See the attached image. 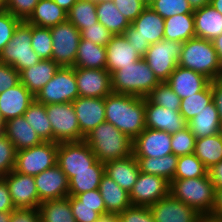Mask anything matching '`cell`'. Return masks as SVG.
Returning <instances> with one entry per match:
<instances>
[{
  "instance_id": "obj_1",
  "label": "cell",
  "mask_w": 222,
  "mask_h": 222,
  "mask_svg": "<svg viewBox=\"0 0 222 222\" xmlns=\"http://www.w3.org/2000/svg\"><path fill=\"white\" fill-rule=\"evenodd\" d=\"M105 121L134 140L146 128L145 98L111 92L104 98Z\"/></svg>"
},
{
  "instance_id": "obj_2",
  "label": "cell",
  "mask_w": 222,
  "mask_h": 222,
  "mask_svg": "<svg viewBox=\"0 0 222 222\" xmlns=\"http://www.w3.org/2000/svg\"><path fill=\"white\" fill-rule=\"evenodd\" d=\"M84 141L102 163L132 155L133 140L106 121L92 129Z\"/></svg>"
},
{
  "instance_id": "obj_3",
  "label": "cell",
  "mask_w": 222,
  "mask_h": 222,
  "mask_svg": "<svg viewBox=\"0 0 222 222\" xmlns=\"http://www.w3.org/2000/svg\"><path fill=\"white\" fill-rule=\"evenodd\" d=\"M178 66L193 70L210 81L222 77V64L210 40L195 37L184 42Z\"/></svg>"
},
{
  "instance_id": "obj_4",
  "label": "cell",
  "mask_w": 222,
  "mask_h": 222,
  "mask_svg": "<svg viewBox=\"0 0 222 222\" xmlns=\"http://www.w3.org/2000/svg\"><path fill=\"white\" fill-rule=\"evenodd\" d=\"M159 83L144 58L111 74V89L114 93L146 98Z\"/></svg>"
},
{
  "instance_id": "obj_5",
  "label": "cell",
  "mask_w": 222,
  "mask_h": 222,
  "mask_svg": "<svg viewBox=\"0 0 222 222\" xmlns=\"http://www.w3.org/2000/svg\"><path fill=\"white\" fill-rule=\"evenodd\" d=\"M169 193L200 215H211L215 187L209 174L198 178L173 179L170 182Z\"/></svg>"
},
{
  "instance_id": "obj_6",
  "label": "cell",
  "mask_w": 222,
  "mask_h": 222,
  "mask_svg": "<svg viewBox=\"0 0 222 222\" xmlns=\"http://www.w3.org/2000/svg\"><path fill=\"white\" fill-rule=\"evenodd\" d=\"M31 40L32 25L21 21L11 41L0 52V62L11 65L19 73L37 64L41 59L32 49Z\"/></svg>"
},
{
  "instance_id": "obj_7",
  "label": "cell",
  "mask_w": 222,
  "mask_h": 222,
  "mask_svg": "<svg viewBox=\"0 0 222 222\" xmlns=\"http://www.w3.org/2000/svg\"><path fill=\"white\" fill-rule=\"evenodd\" d=\"M52 127V142L84 141L72 102L45 105Z\"/></svg>"
},
{
  "instance_id": "obj_8",
  "label": "cell",
  "mask_w": 222,
  "mask_h": 222,
  "mask_svg": "<svg viewBox=\"0 0 222 222\" xmlns=\"http://www.w3.org/2000/svg\"><path fill=\"white\" fill-rule=\"evenodd\" d=\"M57 151L58 143L49 141L16 151L14 171L36 176L57 164Z\"/></svg>"
},
{
  "instance_id": "obj_9",
  "label": "cell",
  "mask_w": 222,
  "mask_h": 222,
  "mask_svg": "<svg viewBox=\"0 0 222 222\" xmlns=\"http://www.w3.org/2000/svg\"><path fill=\"white\" fill-rule=\"evenodd\" d=\"M78 97L75 67H60L54 77L38 92L35 100L47 105L73 102Z\"/></svg>"
},
{
  "instance_id": "obj_10",
  "label": "cell",
  "mask_w": 222,
  "mask_h": 222,
  "mask_svg": "<svg viewBox=\"0 0 222 222\" xmlns=\"http://www.w3.org/2000/svg\"><path fill=\"white\" fill-rule=\"evenodd\" d=\"M183 44L162 39L147 49L143 58L160 82H166L178 66Z\"/></svg>"
},
{
  "instance_id": "obj_11",
  "label": "cell",
  "mask_w": 222,
  "mask_h": 222,
  "mask_svg": "<svg viewBox=\"0 0 222 222\" xmlns=\"http://www.w3.org/2000/svg\"><path fill=\"white\" fill-rule=\"evenodd\" d=\"M96 161V155L85 141L58 143L57 165L68 181L73 177V173L93 171Z\"/></svg>"
},
{
  "instance_id": "obj_12",
  "label": "cell",
  "mask_w": 222,
  "mask_h": 222,
  "mask_svg": "<svg viewBox=\"0 0 222 222\" xmlns=\"http://www.w3.org/2000/svg\"><path fill=\"white\" fill-rule=\"evenodd\" d=\"M52 60L60 67H73L81 39L80 31L68 20L50 27Z\"/></svg>"
},
{
  "instance_id": "obj_13",
  "label": "cell",
  "mask_w": 222,
  "mask_h": 222,
  "mask_svg": "<svg viewBox=\"0 0 222 222\" xmlns=\"http://www.w3.org/2000/svg\"><path fill=\"white\" fill-rule=\"evenodd\" d=\"M170 183L160 176L139 173L129 199L133 206L150 207L169 194Z\"/></svg>"
},
{
  "instance_id": "obj_14",
  "label": "cell",
  "mask_w": 222,
  "mask_h": 222,
  "mask_svg": "<svg viewBox=\"0 0 222 222\" xmlns=\"http://www.w3.org/2000/svg\"><path fill=\"white\" fill-rule=\"evenodd\" d=\"M134 157H163L173 154L171 134L162 130L145 128L132 143Z\"/></svg>"
},
{
  "instance_id": "obj_15",
  "label": "cell",
  "mask_w": 222,
  "mask_h": 222,
  "mask_svg": "<svg viewBox=\"0 0 222 222\" xmlns=\"http://www.w3.org/2000/svg\"><path fill=\"white\" fill-rule=\"evenodd\" d=\"M9 188L15 208H38L40 199L34 176L18 173L14 170L2 177Z\"/></svg>"
},
{
  "instance_id": "obj_16",
  "label": "cell",
  "mask_w": 222,
  "mask_h": 222,
  "mask_svg": "<svg viewBox=\"0 0 222 222\" xmlns=\"http://www.w3.org/2000/svg\"><path fill=\"white\" fill-rule=\"evenodd\" d=\"M80 97L105 98L111 92V74L104 69L75 68Z\"/></svg>"
},
{
  "instance_id": "obj_17",
  "label": "cell",
  "mask_w": 222,
  "mask_h": 222,
  "mask_svg": "<svg viewBox=\"0 0 222 222\" xmlns=\"http://www.w3.org/2000/svg\"><path fill=\"white\" fill-rule=\"evenodd\" d=\"M149 208L155 222H197L201 216L195 209L174 198L170 193Z\"/></svg>"
},
{
  "instance_id": "obj_18",
  "label": "cell",
  "mask_w": 222,
  "mask_h": 222,
  "mask_svg": "<svg viewBox=\"0 0 222 222\" xmlns=\"http://www.w3.org/2000/svg\"><path fill=\"white\" fill-rule=\"evenodd\" d=\"M34 181L40 204L48 200L63 199L69 195V181L57 164L34 176Z\"/></svg>"
},
{
  "instance_id": "obj_19",
  "label": "cell",
  "mask_w": 222,
  "mask_h": 222,
  "mask_svg": "<svg viewBox=\"0 0 222 222\" xmlns=\"http://www.w3.org/2000/svg\"><path fill=\"white\" fill-rule=\"evenodd\" d=\"M165 19L153 11L148 5L131 23L123 35H138L148 43L155 44L164 39Z\"/></svg>"
},
{
  "instance_id": "obj_20",
  "label": "cell",
  "mask_w": 222,
  "mask_h": 222,
  "mask_svg": "<svg viewBox=\"0 0 222 222\" xmlns=\"http://www.w3.org/2000/svg\"><path fill=\"white\" fill-rule=\"evenodd\" d=\"M145 115L146 128L162 130L169 134L183 130L188 125L179 111L152 104L147 98H145Z\"/></svg>"
},
{
  "instance_id": "obj_21",
  "label": "cell",
  "mask_w": 222,
  "mask_h": 222,
  "mask_svg": "<svg viewBox=\"0 0 222 222\" xmlns=\"http://www.w3.org/2000/svg\"><path fill=\"white\" fill-rule=\"evenodd\" d=\"M80 132L86 136L100 123L105 122L104 98L78 97L72 102Z\"/></svg>"
},
{
  "instance_id": "obj_22",
  "label": "cell",
  "mask_w": 222,
  "mask_h": 222,
  "mask_svg": "<svg viewBox=\"0 0 222 222\" xmlns=\"http://www.w3.org/2000/svg\"><path fill=\"white\" fill-rule=\"evenodd\" d=\"M35 96L21 83L0 93V113L5 120L23 116Z\"/></svg>"
},
{
  "instance_id": "obj_23",
  "label": "cell",
  "mask_w": 222,
  "mask_h": 222,
  "mask_svg": "<svg viewBox=\"0 0 222 222\" xmlns=\"http://www.w3.org/2000/svg\"><path fill=\"white\" fill-rule=\"evenodd\" d=\"M166 83L183 99L202 91L210 80L193 70L177 66Z\"/></svg>"
},
{
  "instance_id": "obj_24",
  "label": "cell",
  "mask_w": 222,
  "mask_h": 222,
  "mask_svg": "<svg viewBox=\"0 0 222 222\" xmlns=\"http://www.w3.org/2000/svg\"><path fill=\"white\" fill-rule=\"evenodd\" d=\"M106 70L112 74L142 58L130 45L123 34L113 35L106 45Z\"/></svg>"
},
{
  "instance_id": "obj_25",
  "label": "cell",
  "mask_w": 222,
  "mask_h": 222,
  "mask_svg": "<svg viewBox=\"0 0 222 222\" xmlns=\"http://www.w3.org/2000/svg\"><path fill=\"white\" fill-rule=\"evenodd\" d=\"M105 174L128 193L133 189L140 173L137 159L132 155L104 163Z\"/></svg>"
},
{
  "instance_id": "obj_26",
  "label": "cell",
  "mask_w": 222,
  "mask_h": 222,
  "mask_svg": "<svg viewBox=\"0 0 222 222\" xmlns=\"http://www.w3.org/2000/svg\"><path fill=\"white\" fill-rule=\"evenodd\" d=\"M60 66L52 59L40 60L20 72V82L34 95L54 77Z\"/></svg>"
},
{
  "instance_id": "obj_27",
  "label": "cell",
  "mask_w": 222,
  "mask_h": 222,
  "mask_svg": "<svg viewBox=\"0 0 222 222\" xmlns=\"http://www.w3.org/2000/svg\"><path fill=\"white\" fill-rule=\"evenodd\" d=\"M4 134L13 143L16 151L30 148L43 142L24 116L7 120Z\"/></svg>"
},
{
  "instance_id": "obj_28",
  "label": "cell",
  "mask_w": 222,
  "mask_h": 222,
  "mask_svg": "<svg viewBox=\"0 0 222 222\" xmlns=\"http://www.w3.org/2000/svg\"><path fill=\"white\" fill-rule=\"evenodd\" d=\"M193 14L195 37L213 41L222 35V14L211 4L194 10Z\"/></svg>"
},
{
  "instance_id": "obj_29",
  "label": "cell",
  "mask_w": 222,
  "mask_h": 222,
  "mask_svg": "<svg viewBox=\"0 0 222 222\" xmlns=\"http://www.w3.org/2000/svg\"><path fill=\"white\" fill-rule=\"evenodd\" d=\"M99 191L105 202L106 213H116L118 215L131 206L129 193L106 174L102 176Z\"/></svg>"
},
{
  "instance_id": "obj_30",
  "label": "cell",
  "mask_w": 222,
  "mask_h": 222,
  "mask_svg": "<svg viewBox=\"0 0 222 222\" xmlns=\"http://www.w3.org/2000/svg\"><path fill=\"white\" fill-rule=\"evenodd\" d=\"M65 21H67V12L53 0H40L26 20L31 25L45 28L56 26Z\"/></svg>"
},
{
  "instance_id": "obj_31",
  "label": "cell",
  "mask_w": 222,
  "mask_h": 222,
  "mask_svg": "<svg viewBox=\"0 0 222 222\" xmlns=\"http://www.w3.org/2000/svg\"><path fill=\"white\" fill-rule=\"evenodd\" d=\"M220 121L217 107L212 100L205 109L188 122L187 126L195 138L198 139L220 133Z\"/></svg>"
},
{
  "instance_id": "obj_32",
  "label": "cell",
  "mask_w": 222,
  "mask_h": 222,
  "mask_svg": "<svg viewBox=\"0 0 222 222\" xmlns=\"http://www.w3.org/2000/svg\"><path fill=\"white\" fill-rule=\"evenodd\" d=\"M164 39L175 42H186L195 38L194 14H176L164 21Z\"/></svg>"
},
{
  "instance_id": "obj_33",
  "label": "cell",
  "mask_w": 222,
  "mask_h": 222,
  "mask_svg": "<svg viewBox=\"0 0 222 222\" xmlns=\"http://www.w3.org/2000/svg\"><path fill=\"white\" fill-rule=\"evenodd\" d=\"M106 59V46L96 45L87 39H80L73 67L106 70Z\"/></svg>"
},
{
  "instance_id": "obj_34",
  "label": "cell",
  "mask_w": 222,
  "mask_h": 222,
  "mask_svg": "<svg viewBox=\"0 0 222 222\" xmlns=\"http://www.w3.org/2000/svg\"><path fill=\"white\" fill-rule=\"evenodd\" d=\"M96 14L98 22L105 26L112 35L123 34L131 25L112 0L96 1Z\"/></svg>"
},
{
  "instance_id": "obj_35",
  "label": "cell",
  "mask_w": 222,
  "mask_h": 222,
  "mask_svg": "<svg viewBox=\"0 0 222 222\" xmlns=\"http://www.w3.org/2000/svg\"><path fill=\"white\" fill-rule=\"evenodd\" d=\"M141 173L160 176L169 183L173 180L178 158L175 154L163 157H135Z\"/></svg>"
},
{
  "instance_id": "obj_36",
  "label": "cell",
  "mask_w": 222,
  "mask_h": 222,
  "mask_svg": "<svg viewBox=\"0 0 222 222\" xmlns=\"http://www.w3.org/2000/svg\"><path fill=\"white\" fill-rule=\"evenodd\" d=\"M194 155L209 170L222 160V134L196 139Z\"/></svg>"
},
{
  "instance_id": "obj_37",
  "label": "cell",
  "mask_w": 222,
  "mask_h": 222,
  "mask_svg": "<svg viewBox=\"0 0 222 222\" xmlns=\"http://www.w3.org/2000/svg\"><path fill=\"white\" fill-rule=\"evenodd\" d=\"M104 174V163L99 160L93 164V171L73 173V177L69 180V195L77 196L83 192L99 189Z\"/></svg>"
},
{
  "instance_id": "obj_38",
  "label": "cell",
  "mask_w": 222,
  "mask_h": 222,
  "mask_svg": "<svg viewBox=\"0 0 222 222\" xmlns=\"http://www.w3.org/2000/svg\"><path fill=\"white\" fill-rule=\"evenodd\" d=\"M40 222H76L68 197L42 202L39 207Z\"/></svg>"
},
{
  "instance_id": "obj_39",
  "label": "cell",
  "mask_w": 222,
  "mask_h": 222,
  "mask_svg": "<svg viewBox=\"0 0 222 222\" xmlns=\"http://www.w3.org/2000/svg\"><path fill=\"white\" fill-rule=\"evenodd\" d=\"M67 20L79 31L98 23L96 0H77L67 12Z\"/></svg>"
},
{
  "instance_id": "obj_40",
  "label": "cell",
  "mask_w": 222,
  "mask_h": 222,
  "mask_svg": "<svg viewBox=\"0 0 222 222\" xmlns=\"http://www.w3.org/2000/svg\"><path fill=\"white\" fill-rule=\"evenodd\" d=\"M23 116L43 141L52 142V127L44 104L34 100Z\"/></svg>"
},
{
  "instance_id": "obj_41",
  "label": "cell",
  "mask_w": 222,
  "mask_h": 222,
  "mask_svg": "<svg viewBox=\"0 0 222 222\" xmlns=\"http://www.w3.org/2000/svg\"><path fill=\"white\" fill-rule=\"evenodd\" d=\"M212 101L210 83L200 92L181 99L180 114L188 123Z\"/></svg>"
},
{
  "instance_id": "obj_42",
  "label": "cell",
  "mask_w": 222,
  "mask_h": 222,
  "mask_svg": "<svg viewBox=\"0 0 222 222\" xmlns=\"http://www.w3.org/2000/svg\"><path fill=\"white\" fill-rule=\"evenodd\" d=\"M146 98L155 105L172 111H180L181 98L166 82H160Z\"/></svg>"
},
{
  "instance_id": "obj_43",
  "label": "cell",
  "mask_w": 222,
  "mask_h": 222,
  "mask_svg": "<svg viewBox=\"0 0 222 222\" xmlns=\"http://www.w3.org/2000/svg\"><path fill=\"white\" fill-rule=\"evenodd\" d=\"M208 170L204 164L193 154L183 155L178 158L173 179H188L204 177Z\"/></svg>"
},
{
  "instance_id": "obj_44",
  "label": "cell",
  "mask_w": 222,
  "mask_h": 222,
  "mask_svg": "<svg viewBox=\"0 0 222 222\" xmlns=\"http://www.w3.org/2000/svg\"><path fill=\"white\" fill-rule=\"evenodd\" d=\"M52 44L50 28L32 25L31 46L41 60L52 59Z\"/></svg>"
},
{
  "instance_id": "obj_45",
  "label": "cell",
  "mask_w": 222,
  "mask_h": 222,
  "mask_svg": "<svg viewBox=\"0 0 222 222\" xmlns=\"http://www.w3.org/2000/svg\"><path fill=\"white\" fill-rule=\"evenodd\" d=\"M148 6L164 19L194 12L188 0H152Z\"/></svg>"
},
{
  "instance_id": "obj_46",
  "label": "cell",
  "mask_w": 222,
  "mask_h": 222,
  "mask_svg": "<svg viewBox=\"0 0 222 222\" xmlns=\"http://www.w3.org/2000/svg\"><path fill=\"white\" fill-rule=\"evenodd\" d=\"M76 222H97L101 214L106 213L105 206L80 205L76 196H67Z\"/></svg>"
},
{
  "instance_id": "obj_47",
  "label": "cell",
  "mask_w": 222,
  "mask_h": 222,
  "mask_svg": "<svg viewBox=\"0 0 222 222\" xmlns=\"http://www.w3.org/2000/svg\"><path fill=\"white\" fill-rule=\"evenodd\" d=\"M196 138L187 126L183 130L171 134V148L177 157L194 153Z\"/></svg>"
},
{
  "instance_id": "obj_48",
  "label": "cell",
  "mask_w": 222,
  "mask_h": 222,
  "mask_svg": "<svg viewBox=\"0 0 222 222\" xmlns=\"http://www.w3.org/2000/svg\"><path fill=\"white\" fill-rule=\"evenodd\" d=\"M15 159L16 149L13 143L4 133L0 134V177L14 170Z\"/></svg>"
},
{
  "instance_id": "obj_49",
  "label": "cell",
  "mask_w": 222,
  "mask_h": 222,
  "mask_svg": "<svg viewBox=\"0 0 222 222\" xmlns=\"http://www.w3.org/2000/svg\"><path fill=\"white\" fill-rule=\"evenodd\" d=\"M21 22L9 11L0 8V52L11 41L15 28Z\"/></svg>"
},
{
  "instance_id": "obj_50",
  "label": "cell",
  "mask_w": 222,
  "mask_h": 222,
  "mask_svg": "<svg viewBox=\"0 0 222 222\" xmlns=\"http://www.w3.org/2000/svg\"><path fill=\"white\" fill-rule=\"evenodd\" d=\"M40 0H6L2 9L9 11L21 21H26Z\"/></svg>"
},
{
  "instance_id": "obj_51",
  "label": "cell",
  "mask_w": 222,
  "mask_h": 222,
  "mask_svg": "<svg viewBox=\"0 0 222 222\" xmlns=\"http://www.w3.org/2000/svg\"><path fill=\"white\" fill-rule=\"evenodd\" d=\"M81 39H87L96 45L106 46L113 37L112 33L100 22L80 31Z\"/></svg>"
},
{
  "instance_id": "obj_52",
  "label": "cell",
  "mask_w": 222,
  "mask_h": 222,
  "mask_svg": "<svg viewBox=\"0 0 222 222\" xmlns=\"http://www.w3.org/2000/svg\"><path fill=\"white\" fill-rule=\"evenodd\" d=\"M119 222H155L150 208L147 206H133L118 214Z\"/></svg>"
},
{
  "instance_id": "obj_53",
  "label": "cell",
  "mask_w": 222,
  "mask_h": 222,
  "mask_svg": "<svg viewBox=\"0 0 222 222\" xmlns=\"http://www.w3.org/2000/svg\"><path fill=\"white\" fill-rule=\"evenodd\" d=\"M117 9L132 23L147 7L146 0H112Z\"/></svg>"
},
{
  "instance_id": "obj_54",
  "label": "cell",
  "mask_w": 222,
  "mask_h": 222,
  "mask_svg": "<svg viewBox=\"0 0 222 222\" xmlns=\"http://www.w3.org/2000/svg\"><path fill=\"white\" fill-rule=\"evenodd\" d=\"M20 82V73L11 65L0 62V93L16 86Z\"/></svg>"
},
{
  "instance_id": "obj_55",
  "label": "cell",
  "mask_w": 222,
  "mask_h": 222,
  "mask_svg": "<svg viewBox=\"0 0 222 222\" xmlns=\"http://www.w3.org/2000/svg\"><path fill=\"white\" fill-rule=\"evenodd\" d=\"M10 222H40L38 208H15L11 212Z\"/></svg>"
},
{
  "instance_id": "obj_56",
  "label": "cell",
  "mask_w": 222,
  "mask_h": 222,
  "mask_svg": "<svg viewBox=\"0 0 222 222\" xmlns=\"http://www.w3.org/2000/svg\"><path fill=\"white\" fill-rule=\"evenodd\" d=\"M76 197L80 200V205L105 206V202L99 189L80 193Z\"/></svg>"
},
{
  "instance_id": "obj_57",
  "label": "cell",
  "mask_w": 222,
  "mask_h": 222,
  "mask_svg": "<svg viewBox=\"0 0 222 222\" xmlns=\"http://www.w3.org/2000/svg\"><path fill=\"white\" fill-rule=\"evenodd\" d=\"M15 206L11 200L6 181L0 177V212L13 211Z\"/></svg>"
},
{
  "instance_id": "obj_58",
  "label": "cell",
  "mask_w": 222,
  "mask_h": 222,
  "mask_svg": "<svg viewBox=\"0 0 222 222\" xmlns=\"http://www.w3.org/2000/svg\"><path fill=\"white\" fill-rule=\"evenodd\" d=\"M212 100L217 107L220 119L222 118V77L210 81Z\"/></svg>"
},
{
  "instance_id": "obj_59",
  "label": "cell",
  "mask_w": 222,
  "mask_h": 222,
  "mask_svg": "<svg viewBox=\"0 0 222 222\" xmlns=\"http://www.w3.org/2000/svg\"><path fill=\"white\" fill-rule=\"evenodd\" d=\"M127 41L133 46L134 50L143 58L146 55L150 44L147 40L142 39L138 35H124Z\"/></svg>"
},
{
  "instance_id": "obj_60",
  "label": "cell",
  "mask_w": 222,
  "mask_h": 222,
  "mask_svg": "<svg viewBox=\"0 0 222 222\" xmlns=\"http://www.w3.org/2000/svg\"><path fill=\"white\" fill-rule=\"evenodd\" d=\"M215 188H222V160L208 170Z\"/></svg>"
},
{
  "instance_id": "obj_61",
  "label": "cell",
  "mask_w": 222,
  "mask_h": 222,
  "mask_svg": "<svg viewBox=\"0 0 222 222\" xmlns=\"http://www.w3.org/2000/svg\"><path fill=\"white\" fill-rule=\"evenodd\" d=\"M211 216L222 219V188H215L214 204Z\"/></svg>"
},
{
  "instance_id": "obj_62",
  "label": "cell",
  "mask_w": 222,
  "mask_h": 222,
  "mask_svg": "<svg viewBox=\"0 0 222 222\" xmlns=\"http://www.w3.org/2000/svg\"><path fill=\"white\" fill-rule=\"evenodd\" d=\"M97 222H119L118 215L116 213H104L101 214Z\"/></svg>"
},
{
  "instance_id": "obj_63",
  "label": "cell",
  "mask_w": 222,
  "mask_h": 222,
  "mask_svg": "<svg viewBox=\"0 0 222 222\" xmlns=\"http://www.w3.org/2000/svg\"><path fill=\"white\" fill-rule=\"evenodd\" d=\"M59 7L68 12L77 0H53Z\"/></svg>"
},
{
  "instance_id": "obj_64",
  "label": "cell",
  "mask_w": 222,
  "mask_h": 222,
  "mask_svg": "<svg viewBox=\"0 0 222 222\" xmlns=\"http://www.w3.org/2000/svg\"><path fill=\"white\" fill-rule=\"evenodd\" d=\"M212 42L222 64V35L216 37Z\"/></svg>"
},
{
  "instance_id": "obj_65",
  "label": "cell",
  "mask_w": 222,
  "mask_h": 222,
  "mask_svg": "<svg viewBox=\"0 0 222 222\" xmlns=\"http://www.w3.org/2000/svg\"><path fill=\"white\" fill-rule=\"evenodd\" d=\"M211 0H188L193 10L200 9L208 4Z\"/></svg>"
},
{
  "instance_id": "obj_66",
  "label": "cell",
  "mask_w": 222,
  "mask_h": 222,
  "mask_svg": "<svg viewBox=\"0 0 222 222\" xmlns=\"http://www.w3.org/2000/svg\"><path fill=\"white\" fill-rule=\"evenodd\" d=\"M197 222H222V219H218L211 215H201Z\"/></svg>"
},
{
  "instance_id": "obj_67",
  "label": "cell",
  "mask_w": 222,
  "mask_h": 222,
  "mask_svg": "<svg viewBox=\"0 0 222 222\" xmlns=\"http://www.w3.org/2000/svg\"><path fill=\"white\" fill-rule=\"evenodd\" d=\"M12 211L0 212V222H10Z\"/></svg>"
},
{
  "instance_id": "obj_68",
  "label": "cell",
  "mask_w": 222,
  "mask_h": 222,
  "mask_svg": "<svg viewBox=\"0 0 222 222\" xmlns=\"http://www.w3.org/2000/svg\"><path fill=\"white\" fill-rule=\"evenodd\" d=\"M210 4L222 14V0H211Z\"/></svg>"
},
{
  "instance_id": "obj_69",
  "label": "cell",
  "mask_w": 222,
  "mask_h": 222,
  "mask_svg": "<svg viewBox=\"0 0 222 222\" xmlns=\"http://www.w3.org/2000/svg\"><path fill=\"white\" fill-rule=\"evenodd\" d=\"M5 120L3 119L1 113H0V134H3L5 131Z\"/></svg>"
},
{
  "instance_id": "obj_70",
  "label": "cell",
  "mask_w": 222,
  "mask_h": 222,
  "mask_svg": "<svg viewBox=\"0 0 222 222\" xmlns=\"http://www.w3.org/2000/svg\"><path fill=\"white\" fill-rule=\"evenodd\" d=\"M6 3V0H0V8H3Z\"/></svg>"
},
{
  "instance_id": "obj_71",
  "label": "cell",
  "mask_w": 222,
  "mask_h": 222,
  "mask_svg": "<svg viewBox=\"0 0 222 222\" xmlns=\"http://www.w3.org/2000/svg\"><path fill=\"white\" fill-rule=\"evenodd\" d=\"M220 129H222V118H221V121H220Z\"/></svg>"
}]
</instances>
